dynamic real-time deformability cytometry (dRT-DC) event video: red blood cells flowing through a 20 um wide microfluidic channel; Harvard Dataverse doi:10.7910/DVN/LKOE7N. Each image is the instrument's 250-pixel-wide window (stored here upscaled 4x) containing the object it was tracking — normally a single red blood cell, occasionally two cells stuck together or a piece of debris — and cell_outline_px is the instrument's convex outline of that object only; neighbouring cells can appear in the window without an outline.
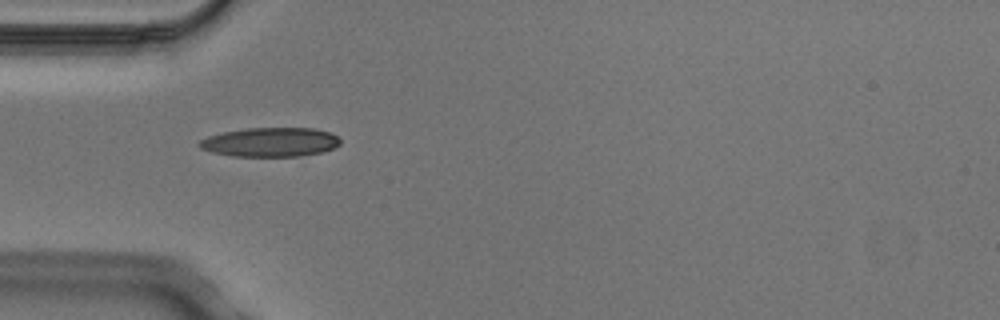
{"species": "Egyptian fruit bat (a non-hibernating species)", "species_latin": "Rousettus aegyptiacus", "temperature_condition": "cold", "stored_images_in_passage": 5, "camera_frame_rate_fps": 3000, "um_per_image_px": 0.085, "animal": {"sex": "male"}, "frame": {"image": 1, "passage_image": 1, "time_ms": 0.0, "image_size_px": [1000, 320], "cell_outline_px": [[340, 144], [332, 148], [320, 152], [300, 156], [232, 156], [212, 152], [200, 148], [196, 144], [200, 140], [208, 136], [224, 132], [248, 128], [312, 128], [328, 132], [336, 136], [340, 140]], "centroid_in_image_um": [22.94, 12.08], "position_along_channel_um": 62.1, "area_um2": 23.76}}
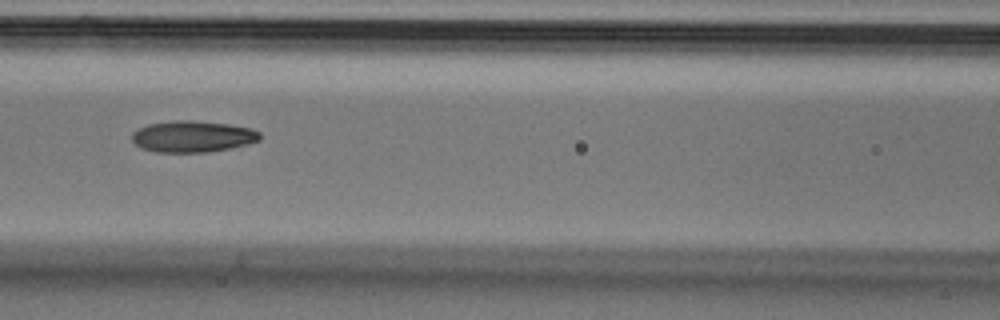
{"frame": {"image": 2, "passage_image": 3, "time_ms": 0.667, "image_size_px": [1000, 320], "cell_outline_px": [[260, 140], [248, 144], [208, 152], [156, 152], [140, 148], [132, 140], [132, 132], [148, 124], [176, 120], [192, 120], [228, 124], [252, 128], [260, 132]], "centroid_in_image_um": [16.37, 11.6], "position_along_channel_um": 150.2, "area_um2": 23.41}}
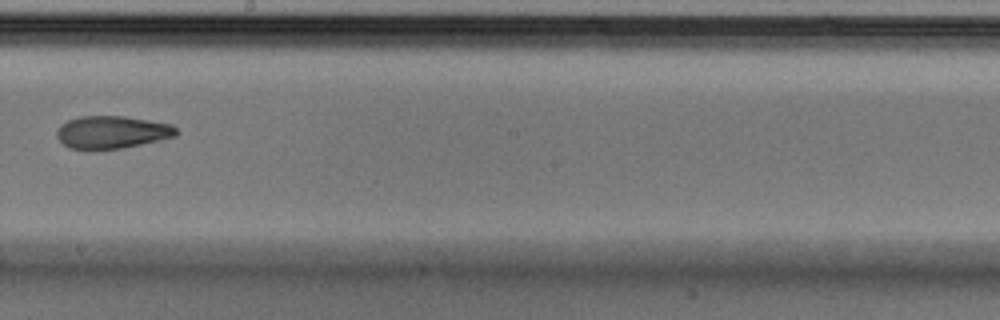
{"frame": {"image": 3, "passage_image": 5, "time_ms": 1.333, "image_size_px": [1000, 320], "cell_outline_px": [[180, 132], [176, 136], [160, 140], [124, 148], [92, 152], [88, 152], [68, 148], [56, 136], [56, 132], [60, 124], [68, 120], [80, 116], [124, 116], [172, 124]], "centroid_in_image_um": [9.49, 11.27], "position_along_channel_um": 238.7, "area_um2": 23.47}}